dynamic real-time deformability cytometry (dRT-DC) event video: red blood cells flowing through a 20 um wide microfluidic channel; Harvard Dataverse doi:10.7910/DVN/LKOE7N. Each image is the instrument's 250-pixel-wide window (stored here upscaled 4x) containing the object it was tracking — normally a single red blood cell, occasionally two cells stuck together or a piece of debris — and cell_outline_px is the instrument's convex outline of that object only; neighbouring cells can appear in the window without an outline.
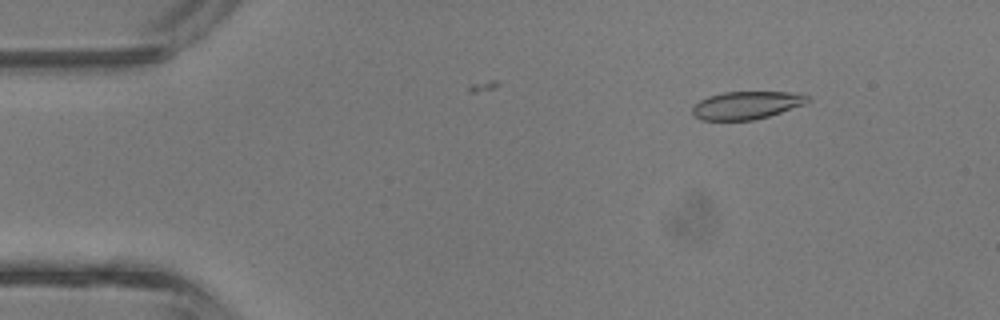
{"species": "common noctule bat (a hibernating species)", "species_latin": "Nyctalus noctula", "temperature_condition": "room temperature", "stored_images_in_passage": 8, "camera_frame_rate_fps": 3000, "um_per_image_px": 0.085, "animal": {"sex": "male", "body_mass_g": 13.3}, "frame": {"image": 1, "passage_image": 5, "time_ms": 1.333, "image_size_px": [1000, 320], "cell_outline_px": [[808, 100], [804, 104], [768, 116], [752, 120], [700, 120], [692, 112], [692, 108], [700, 100], [708, 96], [724, 92], [788, 92], [808, 96]], "centroid_in_image_um": [63.4, 8.94], "position_along_channel_um": 21.6, "area_um2": 18.32}}